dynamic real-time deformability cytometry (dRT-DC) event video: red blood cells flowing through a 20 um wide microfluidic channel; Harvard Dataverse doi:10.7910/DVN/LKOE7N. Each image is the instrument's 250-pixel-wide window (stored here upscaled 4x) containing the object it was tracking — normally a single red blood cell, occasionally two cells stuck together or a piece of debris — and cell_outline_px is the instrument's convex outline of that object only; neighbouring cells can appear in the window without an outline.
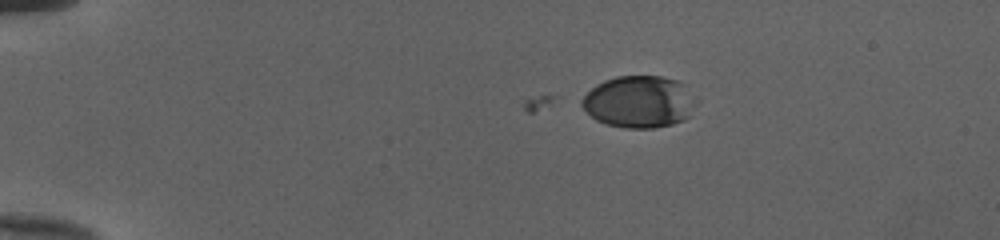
{"species": "human", "species_latin": "Homo sapiens", "temperature_condition": "cold", "stored_images_in_passage": 3, "camera_frame_rate_fps": 3000, "um_per_image_px": 0.085, "donor": {"sex": "female"}, "frame": {"image": 1, "passage_image": 3, "time_ms": 0.667, "image_size_px": [1000, 240], "cell_outline_px": [[700, 100], [688, 116], [684, 120], [672, 124], [652, 128], [624, 128], [604, 124], [596, 120], [580, 104], [580, 100], [596, 84], [604, 80], [616, 76], [660, 76], [676, 80]], "centroid_in_image_um": [54.33, 8.66], "position_along_channel_um": 30.7, "area_um2": 34.74}}